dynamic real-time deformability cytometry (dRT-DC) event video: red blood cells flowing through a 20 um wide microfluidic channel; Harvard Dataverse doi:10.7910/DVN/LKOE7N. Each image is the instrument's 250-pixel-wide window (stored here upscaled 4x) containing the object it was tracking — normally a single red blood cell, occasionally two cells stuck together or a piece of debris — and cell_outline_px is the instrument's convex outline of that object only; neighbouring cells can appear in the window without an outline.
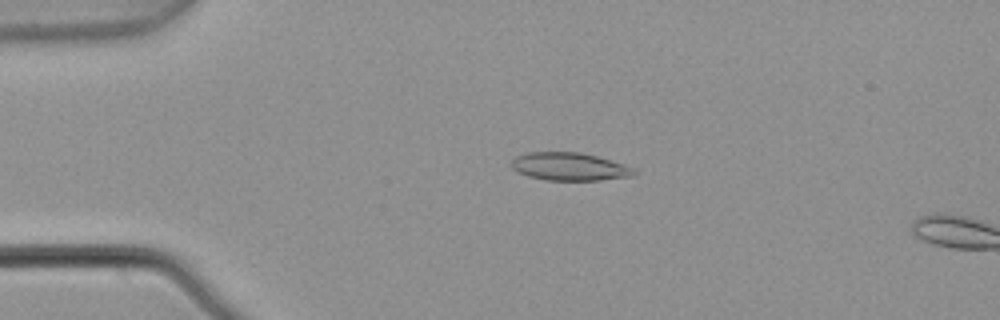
{"species": "common noctule bat (a hibernating species)", "species_latin": "Nyctalus noctula", "temperature_condition": "warm", "stored_images_in_passage": 3, "camera_frame_rate_fps": 3000, "um_per_image_px": 0.085, "animal": {"sex": "male", "body_mass_g": 21.5, "forearm_length_mm": 52.0}, "frame": {"image": 1, "passage_image": 2, "time_ms": 0.333, "image_size_px": [1000, 320], "cell_outline_px": [[636, 172], [632, 176], [600, 180], [544, 180], [528, 176], [512, 168], [512, 160], [516, 156], [528, 152], [580, 152], [596, 156], [624, 164], [632, 168]], "centroid_in_image_um": [48.39, 14.16], "position_along_channel_um": 36.6, "area_um2": 19.77}}